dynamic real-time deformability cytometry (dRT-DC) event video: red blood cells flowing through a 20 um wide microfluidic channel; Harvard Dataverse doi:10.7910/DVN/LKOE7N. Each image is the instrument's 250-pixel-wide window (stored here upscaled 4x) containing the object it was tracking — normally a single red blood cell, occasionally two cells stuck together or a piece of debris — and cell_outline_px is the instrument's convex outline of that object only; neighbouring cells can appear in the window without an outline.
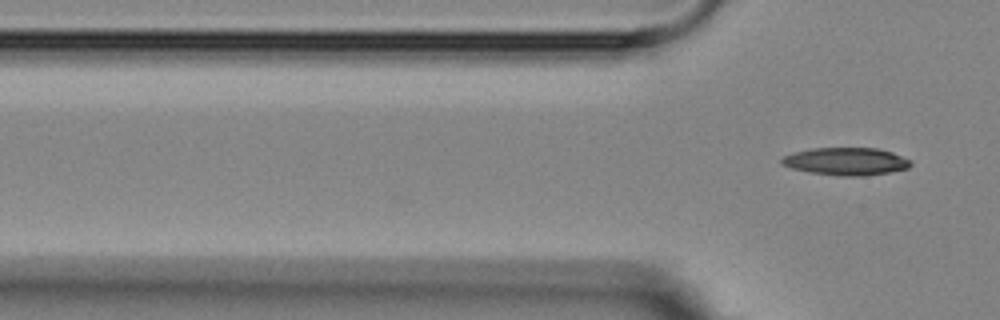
{"species": "Egyptian fruit bat (a non-hibernating species)", "species_latin": "Rousettus aegyptiacus", "temperature_condition": "room temperature", "stored_images_in_passage": 3, "camera_frame_rate_fps": 3000, "um_per_image_px": 0.085, "animal": {"sex": "female"}, "frame": {"image": 1, "passage_image": 3, "time_ms": 2.333, "image_size_px": [1000, 320], "cell_outline_px": [[912, 164], [908, 168], [888, 172], [864, 176], [840, 176], [812, 172], [792, 168], [780, 164], [780, 160], [784, 156], [796, 152], [812, 148], [876, 148], [892, 152], [912, 160]], "centroid_in_image_um": [71.94, 13.71], "position_along_channel_um": 53.9, "area_um2": 20.63}}